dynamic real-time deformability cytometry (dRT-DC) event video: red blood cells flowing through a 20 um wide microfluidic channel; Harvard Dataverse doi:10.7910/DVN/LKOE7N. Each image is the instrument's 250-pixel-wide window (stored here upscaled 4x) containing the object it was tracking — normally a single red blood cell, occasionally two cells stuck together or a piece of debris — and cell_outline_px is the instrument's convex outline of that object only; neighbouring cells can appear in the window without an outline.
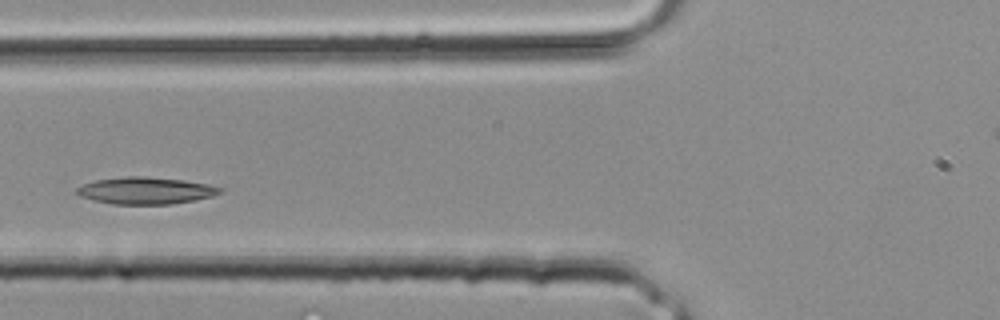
{"species": "common noctule bat (a hibernating species)", "species_latin": "Nyctalus noctula", "temperature_condition": "room temperature", "stored_images_in_passage": 24, "camera_frame_rate_fps": 3000, "um_per_image_px": 0.085, "animal": {"sex": "male", "body_mass_g": 20.4}, "frame": {"image": 1, "passage_image": 6, "time_ms": 1.667, "image_size_px": [1000, 320], "cell_outline_px": [[224, 192], [212, 196], [196, 200], [172, 204], [112, 204], [80, 196], [76, 192], [76, 188], [84, 184], [96, 180], [124, 176], [140, 176], [180, 180], [208, 184], [224, 188]], "centroid_in_image_um": [12.42, 16.2], "position_along_channel_um": 113.4, "area_um2": 22.37}}
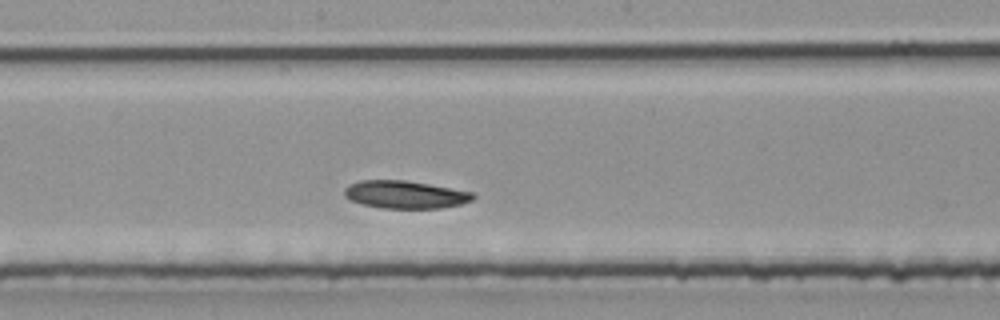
{"frame": {"image": 2, "passage_image": 11, "time_ms": 3.333, "image_size_px": [1000, 320], "cell_outline_px": [[476, 196], [472, 200], [460, 204], [440, 208], [380, 208], [364, 204], [352, 200], [344, 196], [344, 188], [348, 184], [360, 180], [404, 180], [428, 184], [472, 192]], "centroid_in_image_um": [34.41, 16.53], "position_along_channel_um": 213.8, "area_um2": 20.63}}
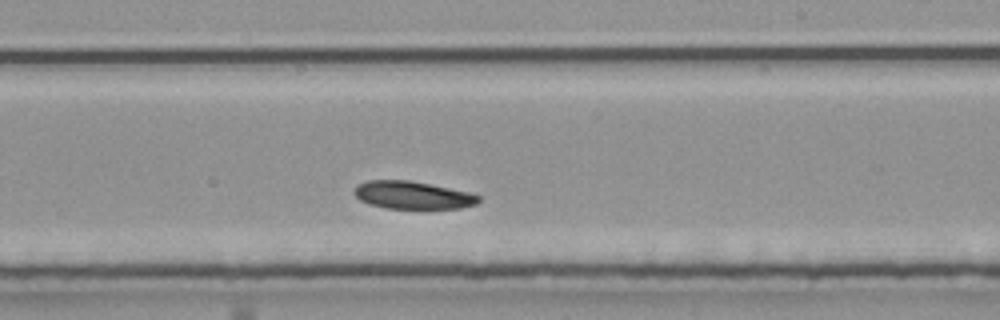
{"frame": {"image": 3, "passage_image": 13, "time_ms": 4.0, "image_size_px": [1000, 320], "cell_outline_px": [[480, 200], [476, 204], [460, 208], [388, 208], [368, 204], [360, 200], [352, 192], [356, 184], [364, 180], [408, 180], [472, 192], [480, 196]], "centroid_in_image_um": [35.04, 16.57], "position_along_channel_um": 254.0, "area_um2": 20.23}}